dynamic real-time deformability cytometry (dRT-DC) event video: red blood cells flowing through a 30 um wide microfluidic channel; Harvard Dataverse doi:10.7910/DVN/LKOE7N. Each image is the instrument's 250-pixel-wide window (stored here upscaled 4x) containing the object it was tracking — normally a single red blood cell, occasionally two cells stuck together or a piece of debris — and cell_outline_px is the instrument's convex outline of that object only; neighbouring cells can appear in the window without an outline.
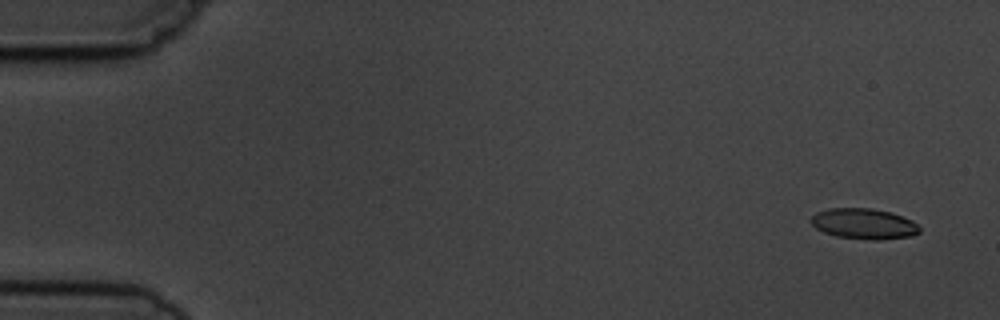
{"species": "common noctule bat (a hibernating species)", "species_latin": "Nyctalus noctula", "temperature_condition": "cold", "stored_images_in_passage": 4, "camera_frame_rate_fps": 3000, "um_per_image_px": 0.085, "animal": {"sex": "male", "body_mass_g": 19.5, "forearm_length_mm": 54.6}, "frame": {"image": 1, "passage_image": 1, "time_ms": 0.0, "image_size_px": [1000, 320], "cell_outline_px": [[920, 232], [912, 236], [880, 240], [872, 240], [836, 236], [824, 232], [816, 228], [808, 220], [816, 212], [828, 208], [872, 208], [892, 212], [912, 220], [920, 228]], "centroid_in_image_um": [73.42, 19.01], "position_along_channel_um": 11.6, "area_um2": 19.54}}
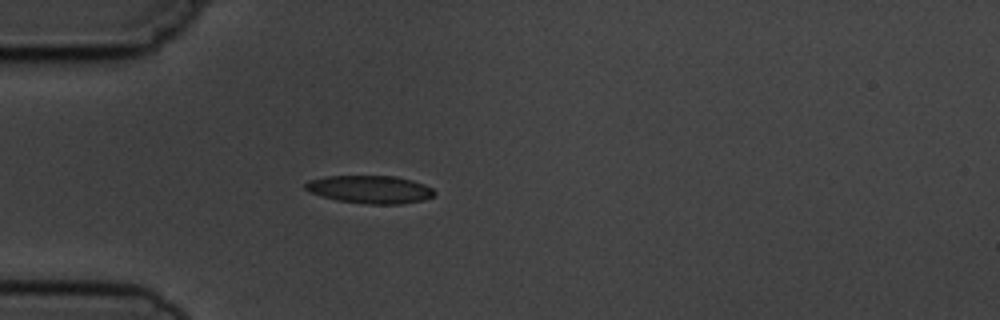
{"frame": {"image": 2, "passage_image": 4, "time_ms": 4.333, "image_size_px": [1000, 320], "cell_outline_px": [[436, 192], [432, 196], [424, 200], [400, 204], [364, 204], [336, 200], [320, 196], [308, 192], [304, 188], [304, 184], [308, 180], [324, 176], [396, 176], [412, 180], [424, 184], [432, 188]], "centroid_in_image_um": [31.41, 16.1], "position_along_channel_um": 53.6, "area_um2": 21.21}}